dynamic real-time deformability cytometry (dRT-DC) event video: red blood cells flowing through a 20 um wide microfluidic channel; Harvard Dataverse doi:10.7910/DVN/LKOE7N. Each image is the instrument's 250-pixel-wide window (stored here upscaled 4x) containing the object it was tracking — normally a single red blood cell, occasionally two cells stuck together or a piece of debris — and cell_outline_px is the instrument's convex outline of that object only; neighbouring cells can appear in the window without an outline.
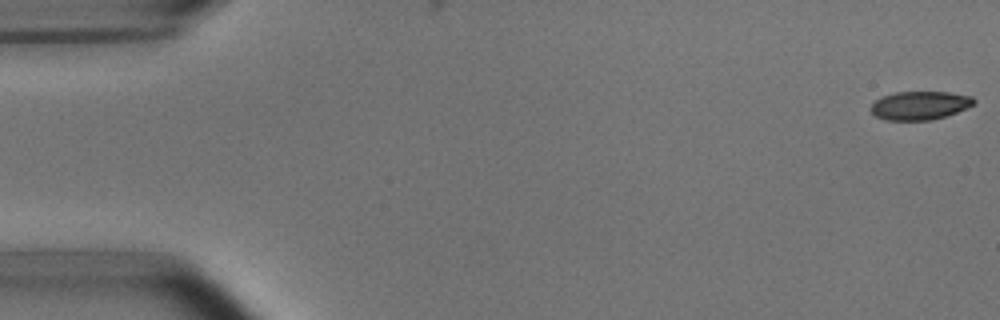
{"species": "common noctule bat (a hibernating species)", "species_latin": "Nyctalus noctula", "temperature_condition": "room temperature", "stored_images_in_passage": 5, "camera_frame_rate_fps": 3000, "um_per_image_px": 0.085, "animal": {"sex": "male", "body_mass_g": 15.6}, "frame": {"image": 1, "passage_image": 1, "time_ms": 0.0, "image_size_px": [1000, 320], "cell_outline_px": [[976, 100], [972, 104], [956, 112], [932, 120], [884, 120], [876, 116], [868, 108], [876, 100], [884, 96], [896, 92], [948, 92], [972, 96]], "centroid_in_image_um": [78.15, 8.96], "position_along_channel_um": 6.9, "area_um2": 16.94}}
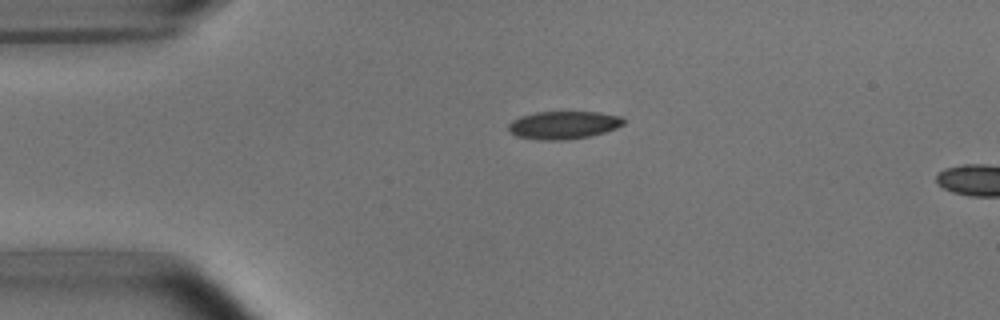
{"frame": {"image": 2, "passage_image": 4, "time_ms": 3.667, "image_size_px": [1000, 320], "cell_outline_px": [[624, 124], [616, 128], [604, 132], [588, 136], [568, 140], [540, 140], [516, 136], [508, 132], [508, 124], [512, 120], [520, 116], [536, 112], [596, 112], [620, 116], [624, 120]], "centroid_in_image_um": [47.85, 10.63], "position_along_channel_um": 37.2, "area_um2": 18.73}}